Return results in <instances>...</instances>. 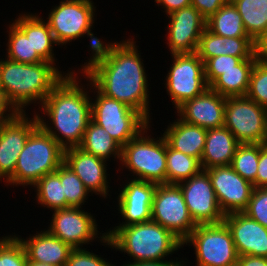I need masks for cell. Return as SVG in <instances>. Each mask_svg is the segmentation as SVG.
<instances>
[{"label":"cell","mask_w":267,"mask_h":266,"mask_svg":"<svg viewBox=\"0 0 267 266\" xmlns=\"http://www.w3.org/2000/svg\"><path fill=\"white\" fill-rule=\"evenodd\" d=\"M137 48L133 39H123L108 62L87 78L101 94L129 105L150 121L148 77Z\"/></svg>","instance_id":"6da1fadb"},{"label":"cell","mask_w":267,"mask_h":266,"mask_svg":"<svg viewBox=\"0 0 267 266\" xmlns=\"http://www.w3.org/2000/svg\"><path fill=\"white\" fill-rule=\"evenodd\" d=\"M65 77L54 87L43 101L41 111L53 125L46 124V118L36 114L39 125L64 149L78 147L88 123L91 120L89 91L79 84L75 72L63 73ZM54 127V128H53ZM55 131H54V130Z\"/></svg>","instance_id":"7a4b0ae2"},{"label":"cell","mask_w":267,"mask_h":266,"mask_svg":"<svg viewBox=\"0 0 267 266\" xmlns=\"http://www.w3.org/2000/svg\"><path fill=\"white\" fill-rule=\"evenodd\" d=\"M64 77L55 64L48 61L24 64L8 58L0 59L1 88L19 113L26 112L25 106L30 103L38 101V104L42 105Z\"/></svg>","instance_id":"3957f363"},{"label":"cell","mask_w":267,"mask_h":266,"mask_svg":"<svg viewBox=\"0 0 267 266\" xmlns=\"http://www.w3.org/2000/svg\"><path fill=\"white\" fill-rule=\"evenodd\" d=\"M104 245L127 253L136 262L164 261L165 257L183 248V242L159 223L148 221L106 232ZM106 243V244H105Z\"/></svg>","instance_id":"277c9868"},{"label":"cell","mask_w":267,"mask_h":266,"mask_svg":"<svg viewBox=\"0 0 267 266\" xmlns=\"http://www.w3.org/2000/svg\"><path fill=\"white\" fill-rule=\"evenodd\" d=\"M65 149L40 125L29 135L21 151L9 185L33 186L46 174L54 173L64 162Z\"/></svg>","instance_id":"5b68a950"},{"label":"cell","mask_w":267,"mask_h":266,"mask_svg":"<svg viewBox=\"0 0 267 266\" xmlns=\"http://www.w3.org/2000/svg\"><path fill=\"white\" fill-rule=\"evenodd\" d=\"M93 87L96 100L91 101V119L104 128L109 135L123 147L131 139L137 137L150 124V121L139 111L129 105L101 94Z\"/></svg>","instance_id":"8992f818"},{"label":"cell","mask_w":267,"mask_h":266,"mask_svg":"<svg viewBox=\"0 0 267 266\" xmlns=\"http://www.w3.org/2000/svg\"><path fill=\"white\" fill-rule=\"evenodd\" d=\"M149 126L121 150V165L135 174L136 180L166 183V139L146 135ZM145 134V137H144ZM138 176V177H137Z\"/></svg>","instance_id":"52a82bcc"},{"label":"cell","mask_w":267,"mask_h":266,"mask_svg":"<svg viewBox=\"0 0 267 266\" xmlns=\"http://www.w3.org/2000/svg\"><path fill=\"white\" fill-rule=\"evenodd\" d=\"M185 244L193 245L196 266L238 265V254L233 237L224 221L217 224L197 225L190 236L183 242V246Z\"/></svg>","instance_id":"ba28073f"},{"label":"cell","mask_w":267,"mask_h":266,"mask_svg":"<svg viewBox=\"0 0 267 266\" xmlns=\"http://www.w3.org/2000/svg\"><path fill=\"white\" fill-rule=\"evenodd\" d=\"M224 126L240 144L267 142V109L246 96L226 97Z\"/></svg>","instance_id":"9c48e42d"},{"label":"cell","mask_w":267,"mask_h":266,"mask_svg":"<svg viewBox=\"0 0 267 266\" xmlns=\"http://www.w3.org/2000/svg\"><path fill=\"white\" fill-rule=\"evenodd\" d=\"M151 220L172 232L182 242L197 226L188 212L183 192L178 184H157L153 196Z\"/></svg>","instance_id":"30bf717a"},{"label":"cell","mask_w":267,"mask_h":266,"mask_svg":"<svg viewBox=\"0 0 267 266\" xmlns=\"http://www.w3.org/2000/svg\"><path fill=\"white\" fill-rule=\"evenodd\" d=\"M173 64L166 76L167 93L174 108L191 100L209 88L205 79L204 62L196 52L171 54Z\"/></svg>","instance_id":"8fae6325"},{"label":"cell","mask_w":267,"mask_h":266,"mask_svg":"<svg viewBox=\"0 0 267 266\" xmlns=\"http://www.w3.org/2000/svg\"><path fill=\"white\" fill-rule=\"evenodd\" d=\"M95 6L91 0H62L50 10L47 23L58 45L83 37L93 28Z\"/></svg>","instance_id":"7c38bea8"},{"label":"cell","mask_w":267,"mask_h":266,"mask_svg":"<svg viewBox=\"0 0 267 266\" xmlns=\"http://www.w3.org/2000/svg\"><path fill=\"white\" fill-rule=\"evenodd\" d=\"M188 212L196 225L217 224L224 221L216 193L208 172L202 169L190 179L178 183Z\"/></svg>","instance_id":"4fadbf2b"},{"label":"cell","mask_w":267,"mask_h":266,"mask_svg":"<svg viewBox=\"0 0 267 266\" xmlns=\"http://www.w3.org/2000/svg\"><path fill=\"white\" fill-rule=\"evenodd\" d=\"M97 227L96 219L90 213L82 207L71 206L54 210L47 230L71 248L81 249L83 244H89L96 238L103 241L107 237L105 232L98 237Z\"/></svg>","instance_id":"5bb4252c"},{"label":"cell","mask_w":267,"mask_h":266,"mask_svg":"<svg viewBox=\"0 0 267 266\" xmlns=\"http://www.w3.org/2000/svg\"><path fill=\"white\" fill-rule=\"evenodd\" d=\"M206 171L223 214L244 212L254 189L253 184L243 179L230 165L215 166Z\"/></svg>","instance_id":"9a60e30c"},{"label":"cell","mask_w":267,"mask_h":266,"mask_svg":"<svg viewBox=\"0 0 267 266\" xmlns=\"http://www.w3.org/2000/svg\"><path fill=\"white\" fill-rule=\"evenodd\" d=\"M28 118L18 113L12 120L0 124V180L7 181L15 171L18 157L31 132L39 125L36 113Z\"/></svg>","instance_id":"2e32d148"},{"label":"cell","mask_w":267,"mask_h":266,"mask_svg":"<svg viewBox=\"0 0 267 266\" xmlns=\"http://www.w3.org/2000/svg\"><path fill=\"white\" fill-rule=\"evenodd\" d=\"M167 16L170 19L166 27L170 53L196 52L200 36L206 29V19L193 6L174 11Z\"/></svg>","instance_id":"e0dca14e"},{"label":"cell","mask_w":267,"mask_h":266,"mask_svg":"<svg viewBox=\"0 0 267 266\" xmlns=\"http://www.w3.org/2000/svg\"><path fill=\"white\" fill-rule=\"evenodd\" d=\"M118 195V213L125 222L116 227L151 221V208L157 184L132 179L127 181Z\"/></svg>","instance_id":"ac0fdd59"},{"label":"cell","mask_w":267,"mask_h":266,"mask_svg":"<svg viewBox=\"0 0 267 266\" xmlns=\"http://www.w3.org/2000/svg\"><path fill=\"white\" fill-rule=\"evenodd\" d=\"M226 97L210 87L199 96L187 100L176 110L181 120L202 127L214 129L224 126Z\"/></svg>","instance_id":"d6986e66"},{"label":"cell","mask_w":267,"mask_h":266,"mask_svg":"<svg viewBox=\"0 0 267 266\" xmlns=\"http://www.w3.org/2000/svg\"><path fill=\"white\" fill-rule=\"evenodd\" d=\"M64 163L81 179L83 185L93 194L107 198L108 181L106 160L84 152L79 147L64 151Z\"/></svg>","instance_id":"ffe728a7"},{"label":"cell","mask_w":267,"mask_h":266,"mask_svg":"<svg viewBox=\"0 0 267 266\" xmlns=\"http://www.w3.org/2000/svg\"><path fill=\"white\" fill-rule=\"evenodd\" d=\"M224 222L231 231L238 256L267 258V228L245 213L225 215Z\"/></svg>","instance_id":"44dd1931"},{"label":"cell","mask_w":267,"mask_h":266,"mask_svg":"<svg viewBox=\"0 0 267 266\" xmlns=\"http://www.w3.org/2000/svg\"><path fill=\"white\" fill-rule=\"evenodd\" d=\"M22 243L27 260L49 264L53 266H66L67 260L73 248L65 244L61 239L51 234L48 230L30 235L26 240L18 237Z\"/></svg>","instance_id":"7402d4cb"},{"label":"cell","mask_w":267,"mask_h":266,"mask_svg":"<svg viewBox=\"0 0 267 266\" xmlns=\"http://www.w3.org/2000/svg\"><path fill=\"white\" fill-rule=\"evenodd\" d=\"M196 53L203 62L219 55L256 57V44L250 37H223L206 28L200 36Z\"/></svg>","instance_id":"603a6c76"},{"label":"cell","mask_w":267,"mask_h":266,"mask_svg":"<svg viewBox=\"0 0 267 266\" xmlns=\"http://www.w3.org/2000/svg\"><path fill=\"white\" fill-rule=\"evenodd\" d=\"M240 143L225 126L208 129L201 166L204 170L215 166H228L232 162L236 148Z\"/></svg>","instance_id":"cb8c5ba5"},{"label":"cell","mask_w":267,"mask_h":266,"mask_svg":"<svg viewBox=\"0 0 267 266\" xmlns=\"http://www.w3.org/2000/svg\"><path fill=\"white\" fill-rule=\"evenodd\" d=\"M207 129L187 123L180 118L170 122L163 133L167 144L174 150H178L188 156L198 158L204 150Z\"/></svg>","instance_id":"d4e9b609"},{"label":"cell","mask_w":267,"mask_h":266,"mask_svg":"<svg viewBox=\"0 0 267 266\" xmlns=\"http://www.w3.org/2000/svg\"><path fill=\"white\" fill-rule=\"evenodd\" d=\"M43 19L39 15L26 13L19 15L13 23L30 39L33 51H37L45 61L55 64L53 45L58 44L47 21Z\"/></svg>","instance_id":"484cf974"},{"label":"cell","mask_w":267,"mask_h":266,"mask_svg":"<svg viewBox=\"0 0 267 266\" xmlns=\"http://www.w3.org/2000/svg\"><path fill=\"white\" fill-rule=\"evenodd\" d=\"M258 59H243L237 69L224 71L209 87L224 97L246 96L252 69Z\"/></svg>","instance_id":"4316f807"},{"label":"cell","mask_w":267,"mask_h":266,"mask_svg":"<svg viewBox=\"0 0 267 266\" xmlns=\"http://www.w3.org/2000/svg\"><path fill=\"white\" fill-rule=\"evenodd\" d=\"M78 147L84 152L106 161L110 156H113L114 159H121L122 147L104 128L96 124L92 119L88 123L82 141Z\"/></svg>","instance_id":"83f0119b"},{"label":"cell","mask_w":267,"mask_h":266,"mask_svg":"<svg viewBox=\"0 0 267 266\" xmlns=\"http://www.w3.org/2000/svg\"><path fill=\"white\" fill-rule=\"evenodd\" d=\"M248 36L256 43L267 32V0H231Z\"/></svg>","instance_id":"f1b7e54d"},{"label":"cell","mask_w":267,"mask_h":266,"mask_svg":"<svg viewBox=\"0 0 267 266\" xmlns=\"http://www.w3.org/2000/svg\"><path fill=\"white\" fill-rule=\"evenodd\" d=\"M206 28L223 37H249L240 13L232 2L223 5L206 20Z\"/></svg>","instance_id":"f546056e"},{"label":"cell","mask_w":267,"mask_h":266,"mask_svg":"<svg viewBox=\"0 0 267 266\" xmlns=\"http://www.w3.org/2000/svg\"><path fill=\"white\" fill-rule=\"evenodd\" d=\"M198 158L188 156L172 149L166 141V183L178 184L190 179L202 170Z\"/></svg>","instance_id":"4dcf8cb0"},{"label":"cell","mask_w":267,"mask_h":266,"mask_svg":"<svg viewBox=\"0 0 267 266\" xmlns=\"http://www.w3.org/2000/svg\"><path fill=\"white\" fill-rule=\"evenodd\" d=\"M38 204L50 208V210L63 209L70 207L66 203V197L63 195V186L60 177L54 172L46 174L40 178L34 185Z\"/></svg>","instance_id":"1f68e13d"},{"label":"cell","mask_w":267,"mask_h":266,"mask_svg":"<svg viewBox=\"0 0 267 266\" xmlns=\"http://www.w3.org/2000/svg\"><path fill=\"white\" fill-rule=\"evenodd\" d=\"M7 55L9 60L24 64H36L45 60L33 51L30 39L14 24L9 25Z\"/></svg>","instance_id":"d6a6232c"},{"label":"cell","mask_w":267,"mask_h":266,"mask_svg":"<svg viewBox=\"0 0 267 266\" xmlns=\"http://www.w3.org/2000/svg\"><path fill=\"white\" fill-rule=\"evenodd\" d=\"M260 156V143L239 144L230 166L243 179L253 183L256 180Z\"/></svg>","instance_id":"836d02e7"},{"label":"cell","mask_w":267,"mask_h":266,"mask_svg":"<svg viewBox=\"0 0 267 266\" xmlns=\"http://www.w3.org/2000/svg\"><path fill=\"white\" fill-rule=\"evenodd\" d=\"M55 173L60 177L63 186V195L66 203L71 207H81L88 199L90 191L83 185L81 179L64 162Z\"/></svg>","instance_id":"e575fe53"},{"label":"cell","mask_w":267,"mask_h":266,"mask_svg":"<svg viewBox=\"0 0 267 266\" xmlns=\"http://www.w3.org/2000/svg\"><path fill=\"white\" fill-rule=\"evenodd\" d=\"M92 28H89L84 35L86 34L88 37H90V48L92 50L93 54L88 63L86 62L84 66L82 65V70L79 71L83 73V76L85 78L90 75L96 68H98L100 65L107 63L108 60L111 58L112 53L115 49V47L119 44V42H108L104 43L99 38L95 37L94 34L91 32ZM85 74V75H84Z\"/></svg>","instance_id":"d590c367"},{"label":"cell","mask_w":267,"mask_h":266,"mask_svg":"<svg viewBox=\"0 0 267 266\" xmlns=\"http://www.w3.org/2000/svg\"><path fill=\"white\" fill-rule=\"evenodd\" d=\"M246 97L267 109V63L257 60L252 69Z\"/></svg>","instance_id":"8d00e7d4"},{"label":"cell","mask_w":267,"mask_h":266,"mask_svg":"<svg viewBox=\"0 0 267 266\" xmlns=\"http://www.w3.org/2000/svg\"><path fill=\"white\" fill-rule=\"evenodd\" d=\"M17 235L0 239V266H27L25 249Z\"/></svg>","instance_id":"74e56055"},{"label":"cell","mask_w":267,"mask_h":266,"mask_svg":"<svg viewBox=\"0 0 267 266\" xmlns=\"http://www.w3.org/2000/svg\"><path fill=\"white\" fill-rule=\"evenodd\" d=\"M243 59H258L257 57H234L231 55H219L209 58L204 62L205 79L210 86L224 71L237 69V65Z\"/></svg>","instance_id":"f35d334b"},{"label":"cell","mask_w":267,"mask_h":266,"mask_svg":"<svg viewBox=\"0 0 267 266\" xmlns=\"http://www.w3.org/2000/svg\"><path fill=\"white\" fill-rule=\"evenodd\" d=\"M243 213L267 228V187L253 189L248 206Z\"/></svg>","instance_id":"ab89813d"},{"label":"cell","mask_w":267,"mask_h":266,"mask_svg":"<svg viewBox=\"0 0 267 266\" xmlns=\"http://www.w3.org/2000/svg\"><path fill=\"white\" fill-rule=\"evenodd\" d=\"M66 266H115L103 257L87 251L86 248L73 249L69 255Z\"/></svg>","instance_id":"60d3db41"},{"label":"cell","mask_w":267,"mask_h":266,"mask_svg":"<svg viewBox=\"0 0 267 266\" xmlns=\"http://www.w3.org/2000/svg\"><path fill=\"white\" fill-rule=\"evenodd\" d=\"M254 188L267 187V142L260 143V156L256 180L252 183Z\"/></svg>","instance_id":"b9f144b4"},{"label":"cell","mask_w":267,"mask_h":266,"mask_svg":"<svg viewBox=\"0 0 267 266\" xmlns=\"http://www.w3.org/2000/svg\"><path fill=\"white\" fill-rule=\"evenodd\" d=\"M231 0H192L191 6L195 7L201 15L207 20L215 14L223 5Z\"/></svg>","instance_id":"7bdbcfd3"},{"label":"cell","mask_w":267,"mask_h":266,"mask_svg":"<svg viewBox=\"0 0 267 266\" xmlns=\"http://www.w3.org/2000/svg\"><path fill=\"white\" fill-rule=\"evenodd\" d=\"M18 113L7 99L5 92L0 90V124L12 120Z\"/></svg>","instance_id":"ee69618b"},{"label":"cell","mask_w":267,"mask_h":266,"mask_svg":"<svg viewBox=\"0 0 267 266\" xmlns=\"http://www.w3.org/2000/svg\"><path fill=\"white\" fill-rule=\"evenodd\" d=\"M192 0H155V3L164 7L166 14L191 6Z\"/></svg>","instance_id":"f6af8a7d"},{"label":"cell","mask_w":267,"mask_h":266,"mask_svg":"<svg viewBox=\"0 0 267 266\" xmlns=\"http://www.w3.org/2000/svg\"><path fill=\"white\" fill-rule=\"evenodd\" d=\"M239 266H267V258L251 255L238 256Z\"/></svg>","instance_id":"bcb514c9"},{"label":"cell","mask_w":267,"mask_h":266,"mask_svg":"<svg viewBox=\"0 0 267 266\" xmlns=\"http://www.w3.org/2000/svg\"><path fill=\"white\" fill-rule=\"evenodd\" d=\"M183 262V263H182ZM167 261V260H164V261H151V262H130L127 264H123L121 266H183L186 262L185 261Z\"/></svg>","instance_id":"7dc6e473"},{"label":"cell","mask_w":267,"mask_h":266,"mask_svg":"<svg viewBox=\"0 0 267 266\" xmlns=\"http://www.w3.org/2000/svg\"><path fill=\"white\" fill-rule=\"evenodd\" d=\"M256 57L267 63V32L256 41Z\"/></svg>","instance_id":"c3c4849f"},{"label":"cell","mask_w":267,"mask_h":266,"mask_svg":"<svg viewBox=\"0 0 267 266\" xmlns=\"http://www.w3.org/2000/svg\"><path fill=\"white\" fill-rule=\"evenodd\" d=\"M27 266H53V265L28 261Z\"/></svg>","instance_id":"681fc988"}]
</instances>
